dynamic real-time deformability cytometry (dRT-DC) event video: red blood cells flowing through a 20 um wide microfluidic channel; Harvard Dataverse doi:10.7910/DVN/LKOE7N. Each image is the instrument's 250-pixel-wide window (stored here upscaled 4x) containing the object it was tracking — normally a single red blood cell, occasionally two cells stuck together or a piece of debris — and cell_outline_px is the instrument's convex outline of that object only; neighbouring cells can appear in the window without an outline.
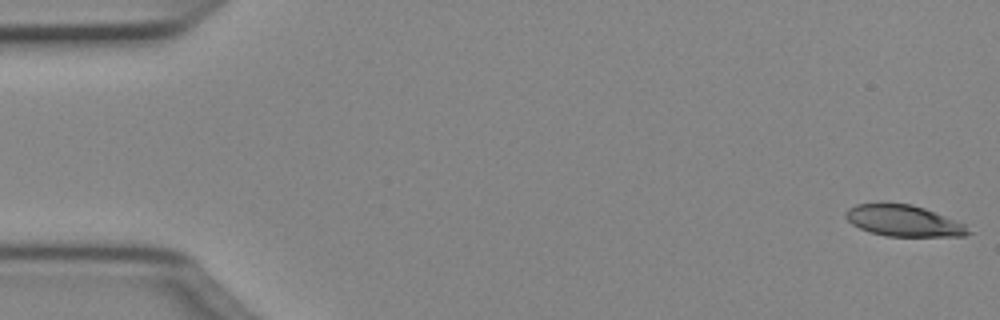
{"species": "Egyptian fruit bat (a non-hibernating species)", "species_latin": "Rousettus aegyptiacus", "temperature_condition": "cold", "stored_images_in_passage": 50, "camera_frame_rate_fps": 3000, "um_per_image_px": 0.085, "animal": {"sex": "female"}, "frame": {"image": 1, "passage_image": 1, "time_ms": 0.0, "image_size_px": [1000, 320], "cell_outline_px": [[972, 232], [964, 236], [884, 236], [860, 228], [852, 224], [844, 216], [844, 212], [848, 208], [856, 204], [884, 200], [912, 204], [924, 208], [964, 224]], "centroid_in_image_um": [76.73, 18.72], "position_along_channel_um": 8.3, "area_um2": 22.77}}
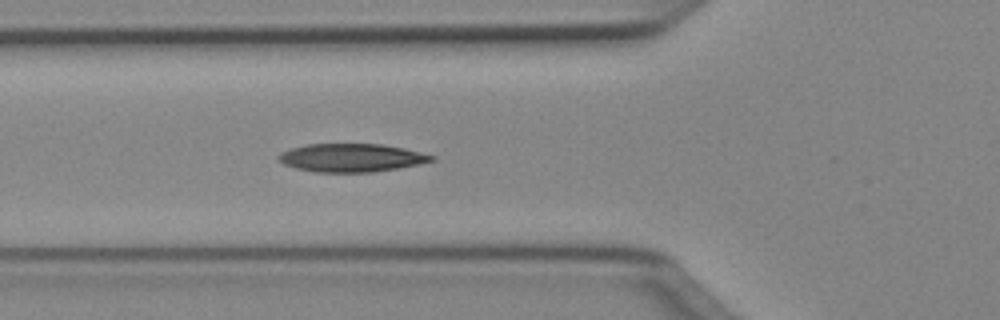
{"frame": {"image": 2, "passage_image": 18, "time_ms": 5.667, "image_size_px": [1000, 320], "cell_outline_px": [[436, 160], [396, 168], [372, 172], [316, 172], [296, 168], [284, 164], [276, 156], [280, 152], [292, 148], [308, 144], [380, 144], [404, 148], [436, 156]], "centroid_in_image_um": [29.86, 13.4], "position_along_channel_um": 95.9, "area_um2": 24.97}}
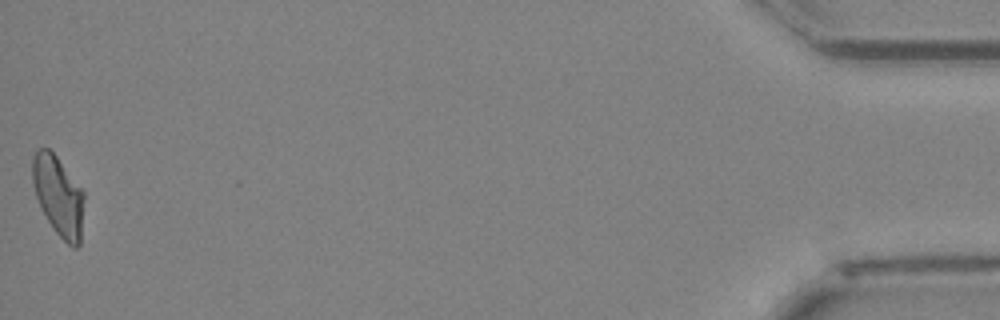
{"frame": {"image": 3, "passage_image": 50, "time_ms": 16.333, "image_size_px": [1000, 320], "cell_outline_px": [[84, 200], [80, 244], [76, 248], [72, 248], [56, 232], [48, 220], [36, 196], [32, 184], [32, 156], [40, 148], [48, 148], [56, 156], [84, 192]], "centroid_in_image_um": [4.96, 16.65], "position_along_channel_um": 430.2, "area_um2": 23.7}, "authors_computed_cell_mechanics": {"area_um2": 24.4783, "velocity_mm_per_s": 4.0415, "shape_relaxation_time_tau1_ms": 4.7102, "shape_relaxation_time_tau2_ms": 3.8603, "deformation_change_tau1": 0.1512, "deformation_change_tau2": 0.0997}}